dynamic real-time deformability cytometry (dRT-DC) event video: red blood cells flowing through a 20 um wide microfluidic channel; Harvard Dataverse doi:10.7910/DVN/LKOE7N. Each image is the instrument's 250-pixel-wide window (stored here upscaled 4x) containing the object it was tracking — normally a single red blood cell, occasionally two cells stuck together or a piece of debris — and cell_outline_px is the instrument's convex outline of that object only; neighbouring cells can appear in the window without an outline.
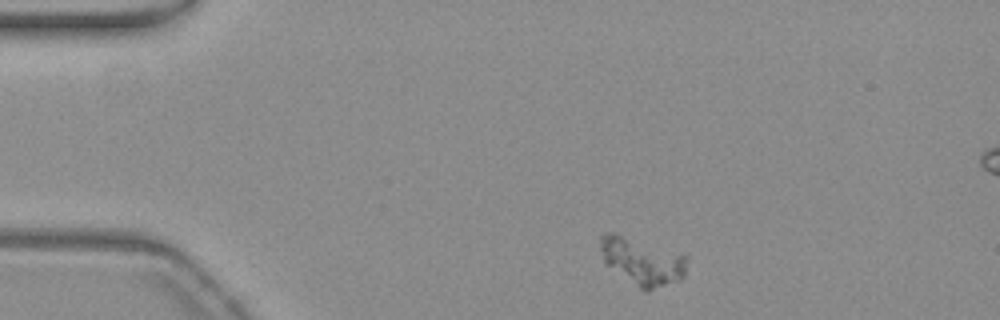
{"species": "common noctule bat (a hibernating species)", "species_latin": "Nyctalus noctula", "temperature_condition": "warm", "stored_images_in_passage": 49, "camera_frame_rate_fps": 3000, "um_per_image_px": 0.085, "animal": {"sex": "female", "body_mass_g": 19.3, "forearm_length_mm": 54.1}, "frame": {"image": 1, "passage_image": 1, "time_ms": 0.0, "image_size_px": [1000, 320], "cell_outline_px": [[688, 260], [684, 276], [680, 280], [648, 292], [644, 292], [604, 264], [600, 248], [600, 236], [604, 232], [616, 232], [688, 256]], "centroid_in_image_um": [54.56, 22.22], "position_along_channel_um": 30.4, "area_um2": 24.28}}
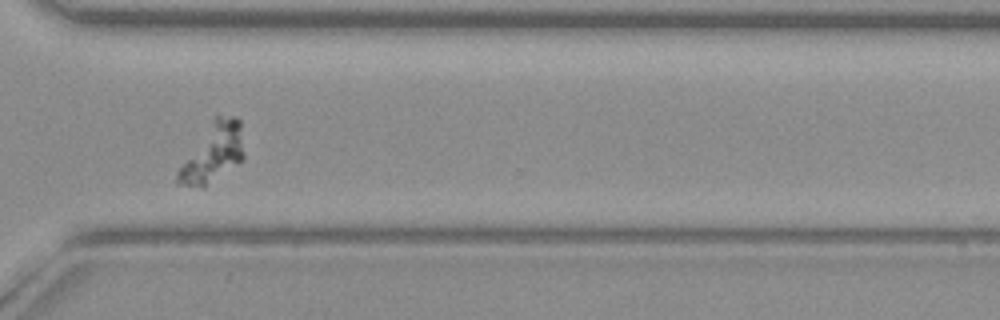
{"frame": {"image": 2, "passage_image": 33, "time_ms": 10.667, "image_size_px": [1000, 320], "cell_outline_px": [[244, 160], [204, 188], [200, 188], [176, 184], [176, 172], [216, 116], [236, 116], [240, 120], [244, 152]], "centroid_in_image_um": [18.13, 13.06], "position_along_channel_um": 352.5, "area_um2": 22.25}}
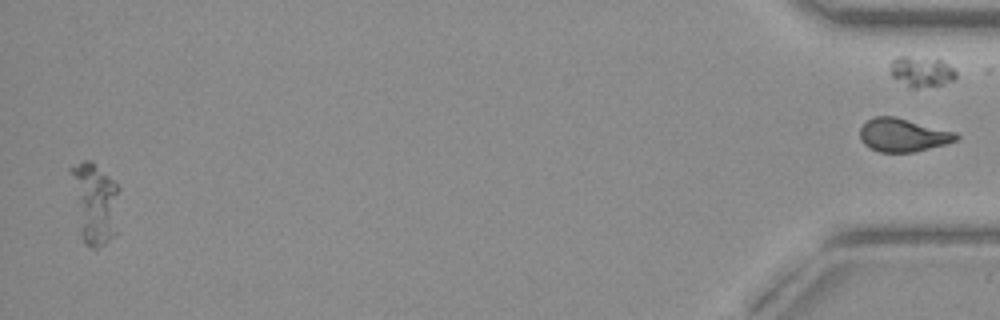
{"frame": {"image": 3, "passage_image": 47, "time_ms": 15.333, "image_size_px": [1000, 320], "cell_outline_px": [[120, 188], [116, 236], [96, 252], [88, 248], [84, 244], [80, 232], [68, 172], [68, 168], [84, 160], [92, 160]], "centroid_in_image_um": [8.04, 17.31], "position_along_channel_um": 427.2, "area_um2": 23.93}}